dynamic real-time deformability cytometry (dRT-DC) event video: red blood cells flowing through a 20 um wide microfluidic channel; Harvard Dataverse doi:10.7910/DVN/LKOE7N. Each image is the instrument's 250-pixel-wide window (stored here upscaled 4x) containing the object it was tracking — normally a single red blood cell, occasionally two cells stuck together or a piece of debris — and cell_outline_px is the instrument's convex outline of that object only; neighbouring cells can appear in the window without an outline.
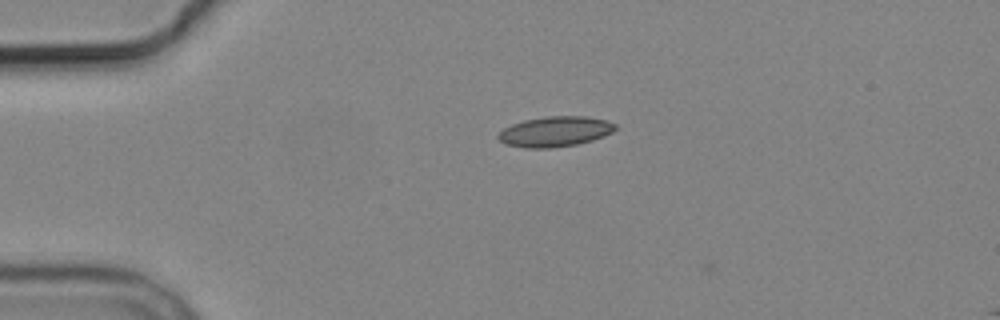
{"species": "common noctule bat (a hibernating species)", "species_latin": "Nyctalus noctula", "temperature_condition": "cold", "stored_images_in_passage": 4, "camera_frame_rate_fps": 3000, "um_per_image_px": 0.085, "animal": {"sex": "male", "body_mass_g": 19.2, "forearm_length_mm": 51.8}, "frame": {"image": 1, "passage_image": 2, "time_ms": 1.333, "image_size_px": [1000, 320], "cell_outline_px": [[616, 128], [612, 132], [604, 136], [592, 140], [576, 144], [548, 148], [524, 148], [504, 144], [496, 136], [504, 128], [512, 124], [524, 120], [544, 116], [584, 116], [608, 120], [616, 124]], "centroid_in_image_um": [47.17, 11.18], "position_along_channel_um": 37.8, "area_um2": 20.69}}
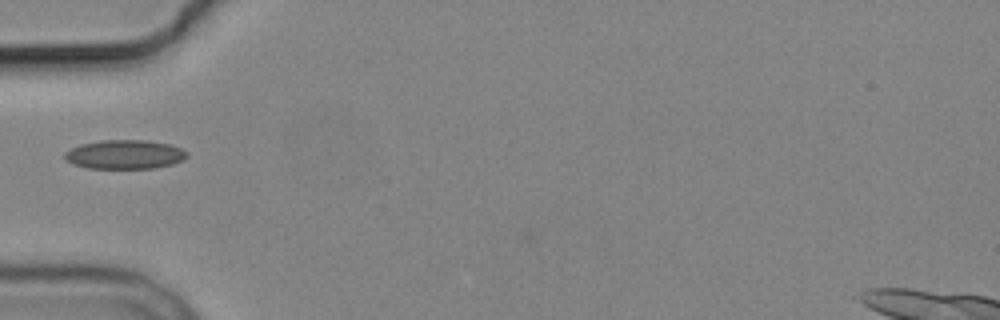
{"frame": {"image": 2, "passage_image": 3, "time_ms": 3.333, "image_size_px": [1000, 320], "cell_outline_px": [[188, 156], [184, 160], [172, 164], [156, 168], [88, 168], [72, 164], [64, 160], [64, 152], [80, 144], [100, 140], [144, 140], [168, 144], [180, 148], [188, 152]], "centroid_in_image_um": [10.58, 13.13], "position_along_channel_um": 74.4, "area_um2": 20.81}}
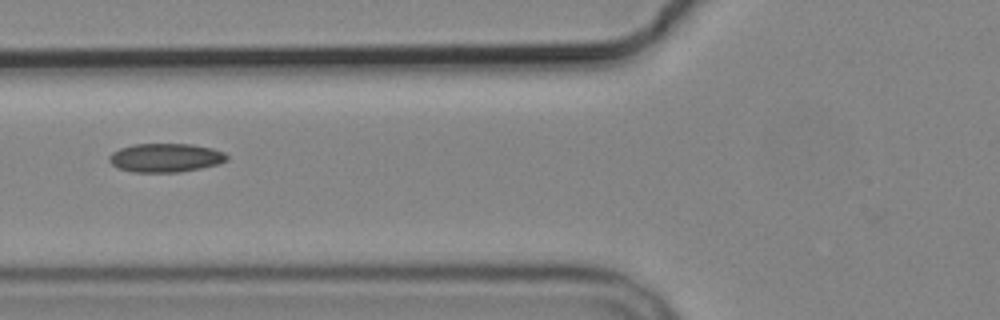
{"frame": {"image": 3, "passage_image": 4, "time_ms": 4.333, "image_size_px": [1000, 320], "cell_outline_px": [[228, 160], [220, 164], [180, 172], [132, 172], [116, 168], [108, 160], [108, 156], [112, 152], [120, 148], [132, 144], [192, 144], [212, 148], [224, 152], [228, 156]], "centroid_in_image_um": [14.06, 13.41], "position_along_channel_um": 111.7, "area_um2": 19.94}}